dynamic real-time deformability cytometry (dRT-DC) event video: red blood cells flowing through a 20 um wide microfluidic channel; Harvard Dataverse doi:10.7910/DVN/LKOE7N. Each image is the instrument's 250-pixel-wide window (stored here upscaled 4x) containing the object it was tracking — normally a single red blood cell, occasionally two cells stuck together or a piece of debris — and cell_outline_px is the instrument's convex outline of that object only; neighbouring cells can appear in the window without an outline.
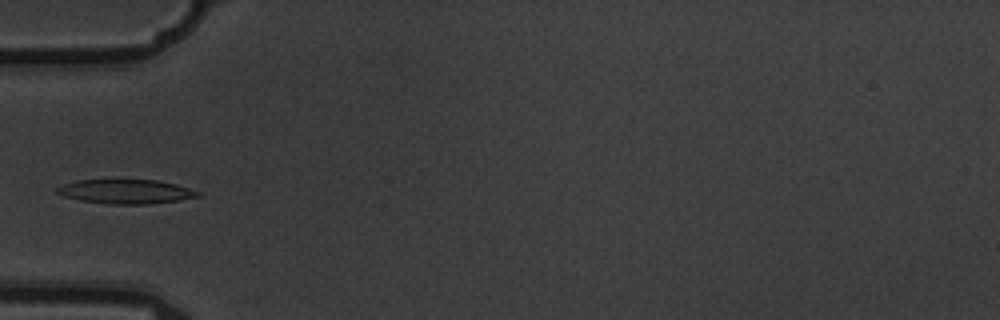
{"species": "common noctule bat (a hibernating species)", "species_latin": "Nyctalus noctula", "temperature_condition": "warm", "stored_images_in_passage": 5, "camera_frame_rate_fps": 3000, "um_per_image_px": 0.085, "animal": {"sex": "male", "body_mass_g": 19.5, "forearm_length_mm": 54.6}, "frame": {"image": 1, "passage_image": 5, "time_ms": 1.333, "image_size_px": [1000, 320], "cell_outline_px": [[200, 196], [176, 200], [148, 204], [108, 204], [80, 200], [64, 196], [56, 192], [56, 188], [64, 184], [76, 180], [124, 176], [156, 180], [176, 184], [200, 192]], "centroid_in_image_um": [10.64, 16.22], "position_along_channel_um": 74.4, "area_um2": 20.81}}